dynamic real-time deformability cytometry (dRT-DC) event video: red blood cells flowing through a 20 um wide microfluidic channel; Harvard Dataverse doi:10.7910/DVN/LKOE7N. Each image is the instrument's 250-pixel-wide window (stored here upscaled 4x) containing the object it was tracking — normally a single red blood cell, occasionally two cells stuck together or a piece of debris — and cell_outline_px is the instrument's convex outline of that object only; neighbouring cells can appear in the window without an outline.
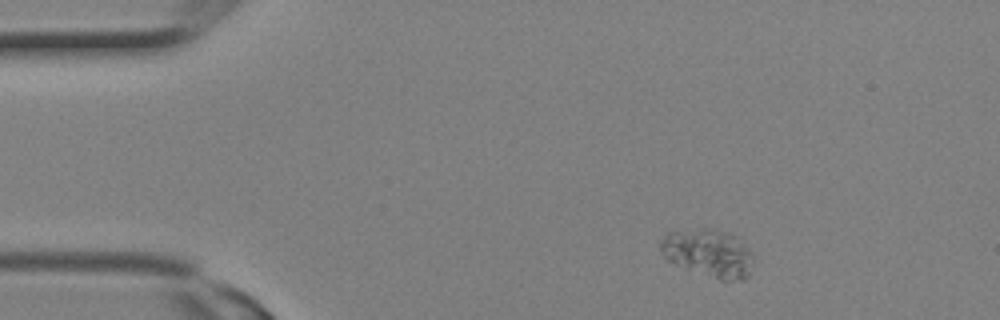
{"species": "Egyptian fruit bat (a non-hibernating species)", "species_latin": "Rousettus aegyptiacus", "temperature_condition": "room temperature", "stored_images_in_passage": 2, "camera_frame_rate_fps": 3000, "um_per_image_px": 0.085, "animal": {"sex": "female"}, "frame": {"image": 1, "passage_image": 1, "time_ms": 0.0, "image_size_px": [1000, 320], "cell_outline_px": [[752, 264], [748, 276], [740, 280], [720, 280], [668, 260], [660, 252], [660, 240], [668, 232], [700, 228], [712, 228], [728, 232], [744, 244], [748, 248], [752, 256]], "centroid_in_image_um": [60.21, 21.49], "position_along_channel_um": 24.8, "area_um2": 25.49}}
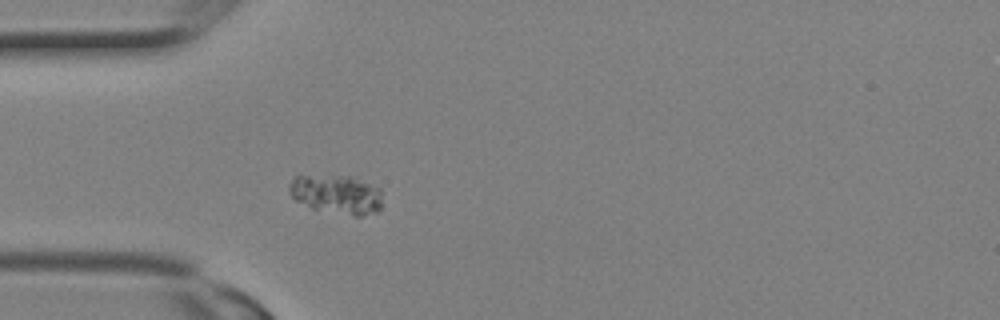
{"frame": {"image": 2, "passage_image": 2, "time_ms": 0.333, "image_size_px": [1000, 320], "cell_outline_px": [[380, 208], [376, 212], [360, 216], [352, 216], [312, 208], [296, 200], [288, 192], [288, 184], [296, 176], [348, 176], [380, 188]], "centroid_in_image_um": [28.58, 16.53], "position_along_channel_um": 56.4, "area_um2": 20.87}}